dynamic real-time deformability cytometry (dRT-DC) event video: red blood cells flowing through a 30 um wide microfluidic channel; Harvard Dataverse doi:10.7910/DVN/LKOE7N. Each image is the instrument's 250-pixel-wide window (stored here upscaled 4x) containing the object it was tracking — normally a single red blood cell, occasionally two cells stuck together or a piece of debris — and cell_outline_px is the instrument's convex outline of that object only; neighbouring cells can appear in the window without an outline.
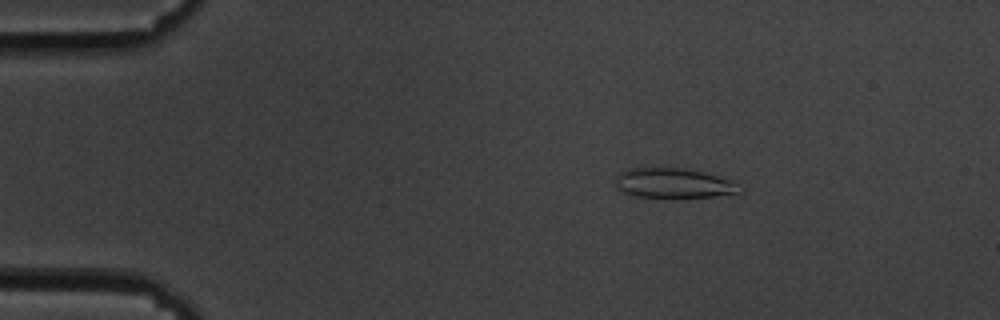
{"species": "common noctule bat (a hibernating species)", "species_latin": "Nyctalus noctula", "temperature_condition": "cold", "stored_images_in_passage": 55, "camera_frame_rate_fps": 3000, "um_per_image_px": 0.085, "animal": {"sex": "male", "body_mass_g": 19.5, "forearm_length_mm": 54.6}, "frame": {"image": 1, "passage_image": 6, "time_ms": 1.667, "image_size_px": [1000, 320], "cell_outline_px": [[740, 192], [716, 196], [672, 200], [636, 196], [624, 192], [616, 188], [616, 176], [624, 168], [680, 168], [704, 172], [736, 180]], "centroid_in_image_um": [57.25, 15.6], "position_along_channel_um": 27.7, "area_um2": 22.43}}
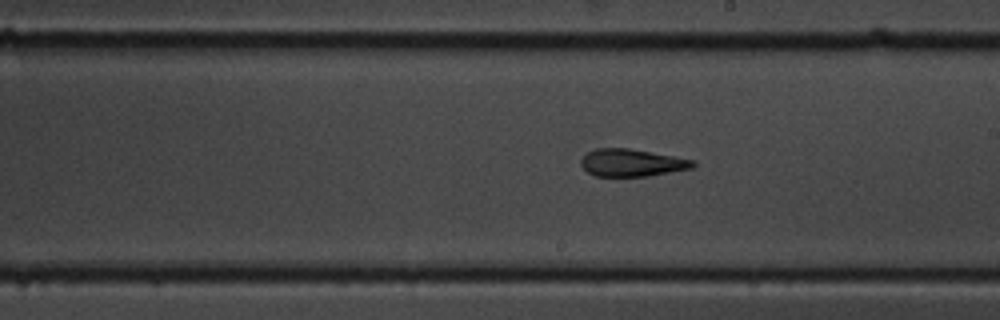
{"frame": {"image": 2, "passage_image": 30, "time_ms": 9.667, "image_size_px": [1000, 320], "cell_outline_px": [[696, 164], [692, 168], [648, 176], [596, 176], [588, 172], [580, 164], [580, 160], [588, 152], [596, 148], [628, 148], [696, 160]], "centroid_in_image_um": [53.71, 13.83], "position_along_channel_um": 235.3, "area_um2": 17.8}}
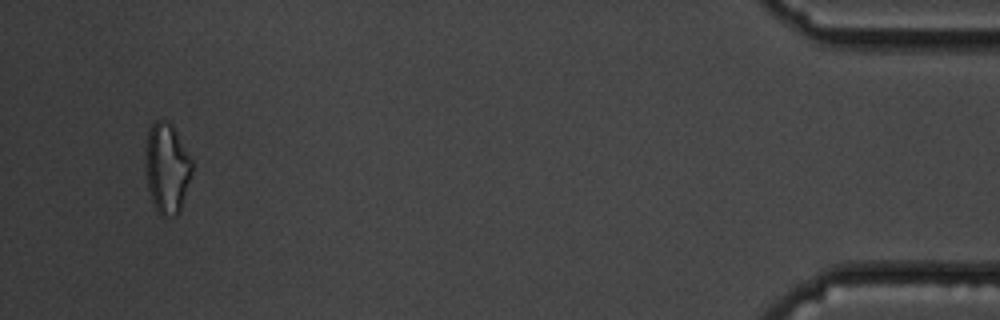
{"frame": {"image": 3, "passage_image": 53, "time_ms": 17.333, "image_size_px": [1000, 320], "cell_outline_px": [[192, 172], [180, 212], [176, 216], [160, 216], [156, 212], [148, 188], [144, 164], [144, 152], [148, 128], [156, 120], [168, 120], [172, 124], [192, 160]], "centroid_in_image_um": [14.16, 14.29], "position_along_channel_um": 421.0, "area_um2": 24.97}, "authors_computed_cell_mechanics": {"area_um2": 19.5942, "velocity_mm_per_s": 3.3776, "shape_relaxation_time_tau1_ms": null, "shape_relaxation_time_tau2_ms": 5.0026, "deformation_change_tau1": null, "deformation_change_tau2": 0.1515}}